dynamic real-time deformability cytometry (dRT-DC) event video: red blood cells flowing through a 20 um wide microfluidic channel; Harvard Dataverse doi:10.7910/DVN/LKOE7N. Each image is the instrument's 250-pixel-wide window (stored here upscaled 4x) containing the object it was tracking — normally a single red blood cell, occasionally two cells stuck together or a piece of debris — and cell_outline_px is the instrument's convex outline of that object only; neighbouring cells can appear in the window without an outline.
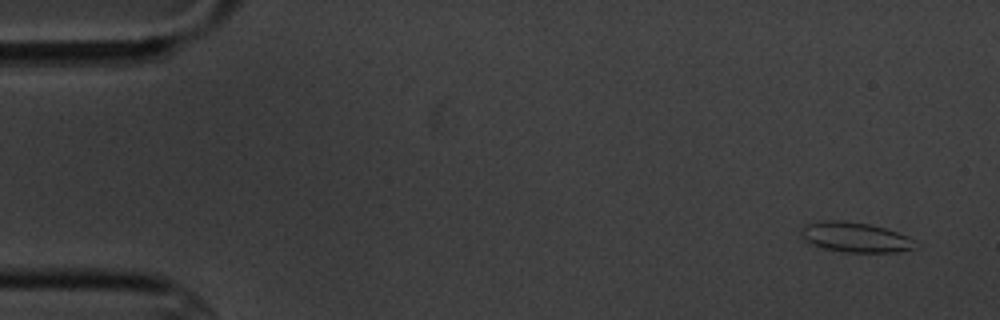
{"species": "common noctule bat (a hibernating species)", "species_latin": "Nyctalus noctula", "temperature_condition": "cold", "stored_images_in_passage": 6, "camera_frame_rate_fps": 3000, "um_per_image_px": 0.085, "animal": {"sex": "male", "body_mass_g": 20.1, "forearm_length_mm": 53.5}, "frame": {"image": 1, "passage_image": 1, "time_ms": 0.0, "image_size_px": [1000, 320], "cell_outline_px": [[916, 248], [896, 252], [840, 252], [824, 248], [812, 244], [804, 240], [800, 232], [800, 228], [804, 224], [820, 220], [844, 220], [868, 224], [884, 228], [908, 236], [912, 240]], "centroid_in_image_um": [72.62, 20.15], "position_along_channel_um": 12.4, "area_um2": 20.0}}
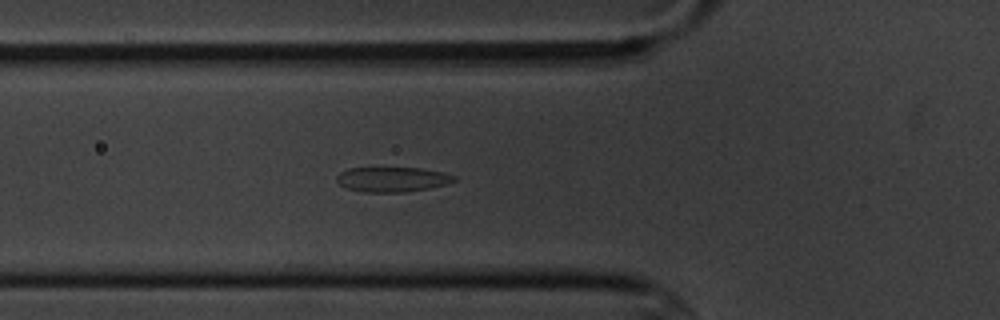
{"frame": {"image": 2, "passage_image": 6, "time_ms": 5.667, "image_size_px": [1000, 320], "cell_outline_px": [[456, 180], [448, 184], [428, 188], [404, 192], [364, 192], [348, 188], [340, 184], [336, 180], [336, 176], [340, 172], [348, 168], [420, 168], [444, 172], [456, 176]], "centroid_in_image_um": [33.36, 15.24], "position_along_channel_um": 92.4, "area_um2": 16.99}}